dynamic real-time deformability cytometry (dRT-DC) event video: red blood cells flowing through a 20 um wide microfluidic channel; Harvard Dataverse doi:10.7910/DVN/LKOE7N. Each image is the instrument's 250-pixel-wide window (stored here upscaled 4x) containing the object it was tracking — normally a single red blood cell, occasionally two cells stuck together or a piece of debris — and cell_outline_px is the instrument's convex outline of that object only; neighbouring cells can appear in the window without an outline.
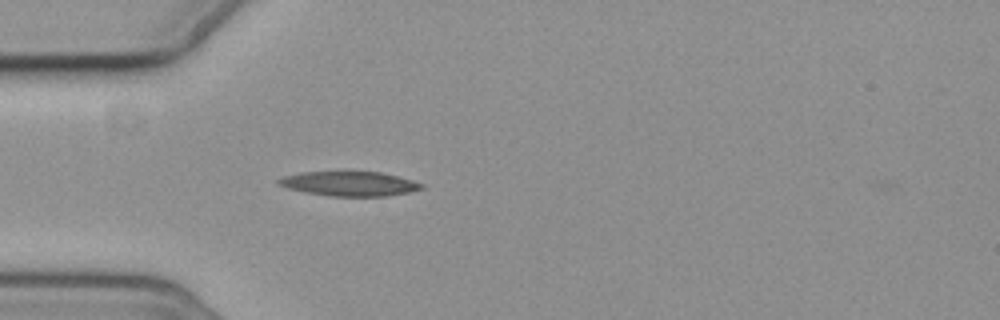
{"species": "common noctule bat (a hibernating species)", "species_latin": "Nyctalus noctula", "temperature_condition": "cold", "stored_images_in_passage": 1, "camera_frame_rate_fps": 3000, "um_per_image_px": 0.085, "animal": {"sex": "female", "body_mass_g": 19.3, "forearm_length_mm": 54.1}, "frame": {"image": 1, "passage_image": 1, "time_ms": 0.0, "image_size_px": [1000, 320], "cell_outline_px": [[424, 188], [408, 192], [384, 196], [328, 196], [304, 192], [288, 188], [276, 184], [276, 180], [284, 176], [300, 172], [380, 172], [412, 180], [424, 184]], "centroid_in_image_um": [29.66, 15.62], "position_along_channel_um": 55.3, "area_um2": 20.35}}